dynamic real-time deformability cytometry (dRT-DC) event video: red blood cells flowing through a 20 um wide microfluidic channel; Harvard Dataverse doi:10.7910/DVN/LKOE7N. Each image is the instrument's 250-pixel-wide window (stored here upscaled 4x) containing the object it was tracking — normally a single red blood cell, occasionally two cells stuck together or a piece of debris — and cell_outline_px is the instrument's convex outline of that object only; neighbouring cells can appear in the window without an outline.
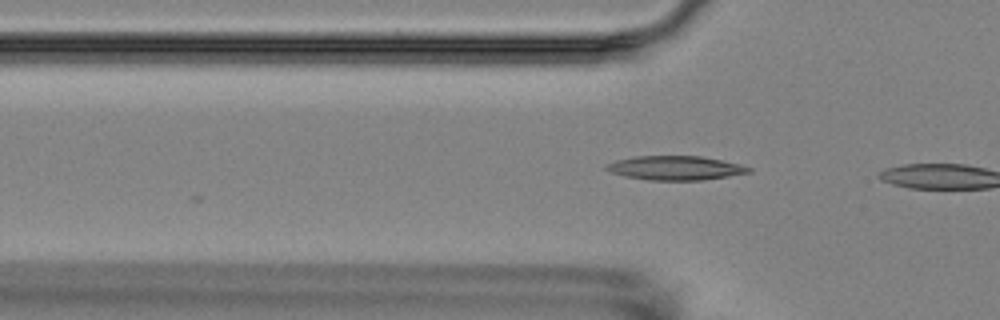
{"species": "Egyptian fruit bat (a non-hibernating species)", "species_latin": "Rousettus aegyptiacus", "temperature_condition": "room temperature", "stored_images_in_passage": 2, "camera_frame_rate_fps": 3000, "um_per_image_px": 0.085, "animal": {"sex": "female"}, "frame": {"image": 1, "passage_image": 2, "time_ms": 1.0, "image_size_px": [1000, 320], "cell_outline_px": [[752, 172], [704, 180], [648, 180], [624, 176], [612, 172], [604, 168], [604, 164], [616, 160], [636, 156], [700, 156], [740, 164], [752, 168]], "centroid_in_image_um": [57.39, 14.28], "position_along_channel_um": 68.4, "area_um2": 20.0}}